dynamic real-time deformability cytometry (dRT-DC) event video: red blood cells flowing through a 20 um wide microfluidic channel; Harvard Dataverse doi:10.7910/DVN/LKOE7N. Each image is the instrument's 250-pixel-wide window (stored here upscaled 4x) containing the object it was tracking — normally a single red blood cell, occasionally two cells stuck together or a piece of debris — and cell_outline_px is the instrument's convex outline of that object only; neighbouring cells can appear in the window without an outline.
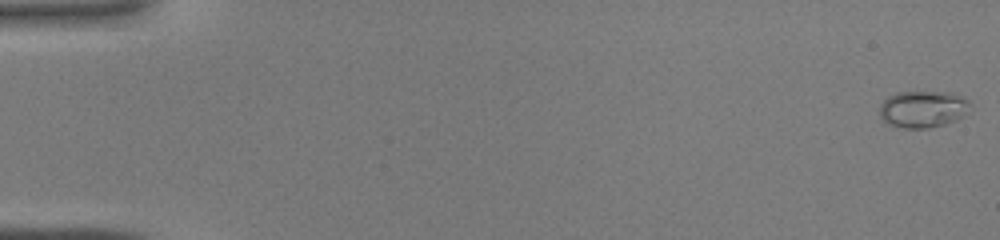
{"species": "common noctule bat (a hibernating species)", "species_latin": "Nyctalus noctula", "temperature_condition": "warm", "stored_images_in_passage": 45, "camera_frame_rate_fps": 3000, "um_per_image_px": 0.085, "animal": {"sex": "male", "body_mass_g": 19.0, "forearm_length_mm": 50.8}, "frame": {"image": 1, "passage_image": 1, "time_ms": 0.0, "image_size_px": [1000, 240], "cell_outline_px": [[968, 104], [964, 116], [956, 120], [944, 124], [928, 128], [904, 128], [888, 124], [880, 116], [880, 104], [888, 96], [896, 92], [956, 92], [964, 96], [968, 100]], "centroid_in_image_um": [78.44, 9.26], "position_along_channel_um": 6.6, "area_um2": 19.48}}
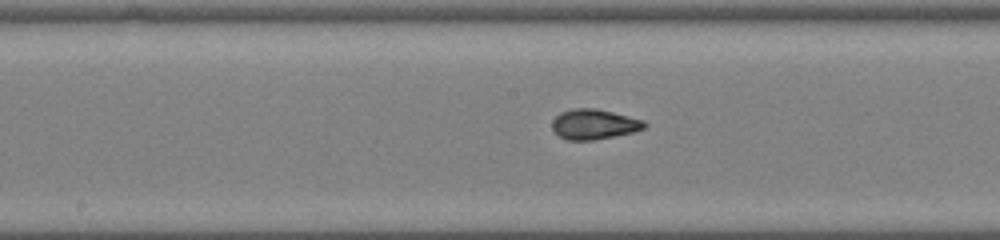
{"frame": {"image": 2, "passage_image": 24, "time_ms": 7.667, "image_size_px": [1000, 240], "cell_outline_px": [[648, 124], [644, 128], [632, 132], [592, 140], [568, 140], [560, 136], [552, 128], [552, 120], [560, 112], [572, 108], [596, 108], [644, 120]], "centroid_in_image_um": [50.48, 10.54], "position_along_channel_um": 197.7, "area_um2": 16.07}}
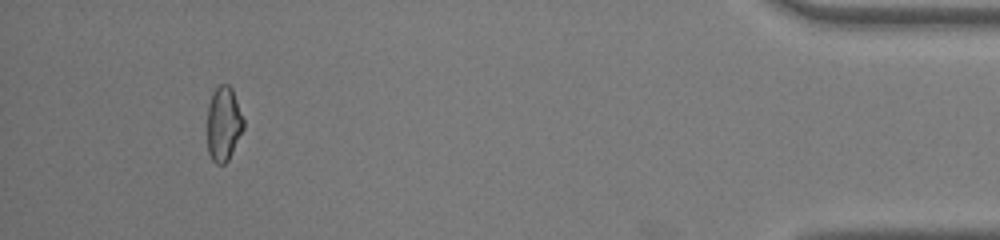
{"frame": {"image": 3, "passage_image": 42, "time_ms": 13.667, "image_size_px": [1000, 240], "cell_outline_px": [[244, 128], [228, 160], [224, 164], [216, 164], [212, 160], [208, 152], [208, 104], [212, 92], [220, 84], [228, 84], [232, 88], [244, 120]], "centroid_in_image_um": [19.0, 10.51], "position_along_channel_um": 416.2, "area_um2": 15.72}}